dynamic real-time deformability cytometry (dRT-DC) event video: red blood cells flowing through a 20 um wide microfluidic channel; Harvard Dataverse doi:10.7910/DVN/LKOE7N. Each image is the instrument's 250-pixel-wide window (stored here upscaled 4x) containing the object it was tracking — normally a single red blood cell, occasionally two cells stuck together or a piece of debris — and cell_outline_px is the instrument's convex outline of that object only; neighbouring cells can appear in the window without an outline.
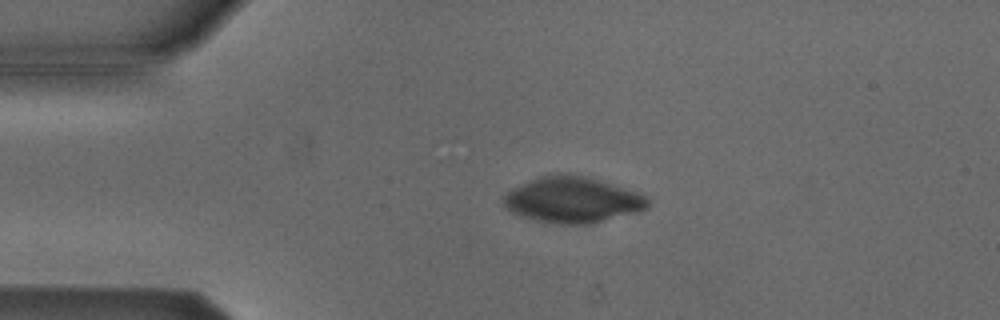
{"species": "Egyptian fruit bat (a non-hibernating species)", "species_latin": "Rousettus aegyptiacus", "temperature_condition": "cold", "stored_images_in_passage": 8, "camera_frame_rate_fps": 3000, "um_per_image_px": 0.085, "animal": {"sex": "male"}, "frame": {"image": 1, "passage_image": 1, "time_ms": 0.0, "image_size_px": [1000, 320], "cell_outline_px": [[648, 208], [640, 212], [592, 224], [560, 224], [536, 220], [520, 216], [504, 208], [504, 196], [512, 188], [540, 176], [556, 172], [560, 172], [580, 176], [644, 192], [648, 200]], "centroid_in_image_um": [48.71, 16.99], "position_along_channel_um": 36.3, "area_um2": 38.84}}